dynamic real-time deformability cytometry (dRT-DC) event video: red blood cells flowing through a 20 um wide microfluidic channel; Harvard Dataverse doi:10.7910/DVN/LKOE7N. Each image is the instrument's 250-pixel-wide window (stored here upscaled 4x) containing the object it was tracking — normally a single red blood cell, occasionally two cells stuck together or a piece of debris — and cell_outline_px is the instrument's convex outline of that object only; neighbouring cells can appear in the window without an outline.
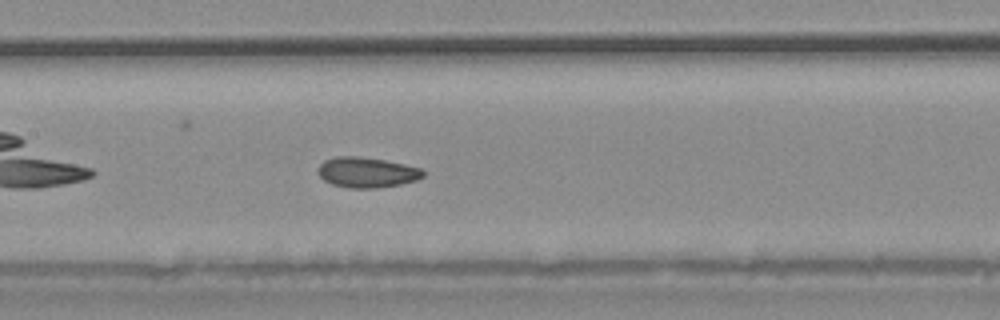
{"species": "common noctule bat (a hibernating species)", "species_latin": "Nyctalus noctula", "temperature_condition": "warm", "stored_images_in_passage": 27, "camera_frame_rate_fps": 3000, "um_per_image_px": 0.085, "animal": {"sex": "male", "body_mass_g": 20.4}, "frame": {"image": 1, "passage_image": 8, "time_ms": 2.333, "image_size_px": [1000, 320], "cell_outline_px": [[424, 176], [416, 180], [400, 184], [376, 188], [352, 188], [332, 184], [324, 180], [316, 172], [320, 164], [324, 160], [336, 156], [356, 156], [384, 160], [404, 164], [420, 168], [424, 172]], "centroid_in_image_um": [31.15, 14.65], "position_along_channel_um": 176.2, "area_um2": 18.5}}